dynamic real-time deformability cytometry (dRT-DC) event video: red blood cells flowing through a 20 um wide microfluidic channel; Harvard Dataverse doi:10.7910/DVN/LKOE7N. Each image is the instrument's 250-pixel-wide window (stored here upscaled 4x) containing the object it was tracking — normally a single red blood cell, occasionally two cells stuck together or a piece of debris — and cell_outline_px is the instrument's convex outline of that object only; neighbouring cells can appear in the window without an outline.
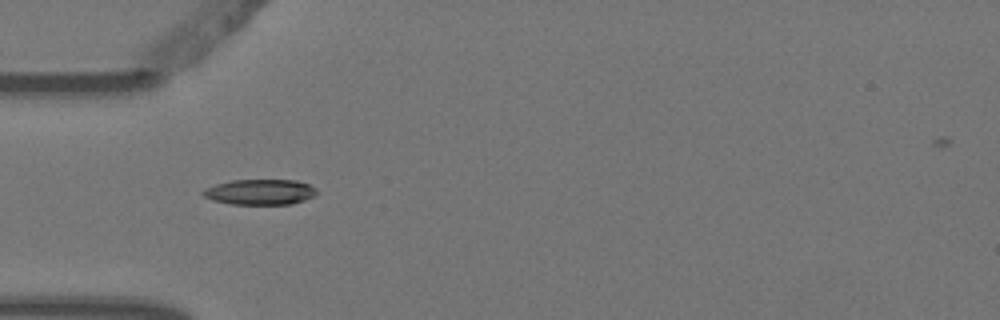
{"species": "Egyptian fruit bat (a non-hibernating species)", "species_latin": "Rousettus aegyptiacus", "temperature_condition": "warm", "stored_images_in_passage": 2, "camera_frame_rate_fps": 3000, "um_per_image_px": 0.085, "animal": {"sex": "female"}, "frame": {"image": 1, "passage_image": 2, "time_ms": 0.333, "image_size_px": [1000, 320], "cell_outline_px": [[316, 196], [292, 204], [232, 204], [212, 200], [204, 196], [200, 192], [204, 188], [216, 184], [232, 180], [296, 180], [308, 184], [316, 188]], "centroid_in_image_um": [22.1, 16.32], "position_along_channel_um": 62.9, "area_um2": 16.94}}